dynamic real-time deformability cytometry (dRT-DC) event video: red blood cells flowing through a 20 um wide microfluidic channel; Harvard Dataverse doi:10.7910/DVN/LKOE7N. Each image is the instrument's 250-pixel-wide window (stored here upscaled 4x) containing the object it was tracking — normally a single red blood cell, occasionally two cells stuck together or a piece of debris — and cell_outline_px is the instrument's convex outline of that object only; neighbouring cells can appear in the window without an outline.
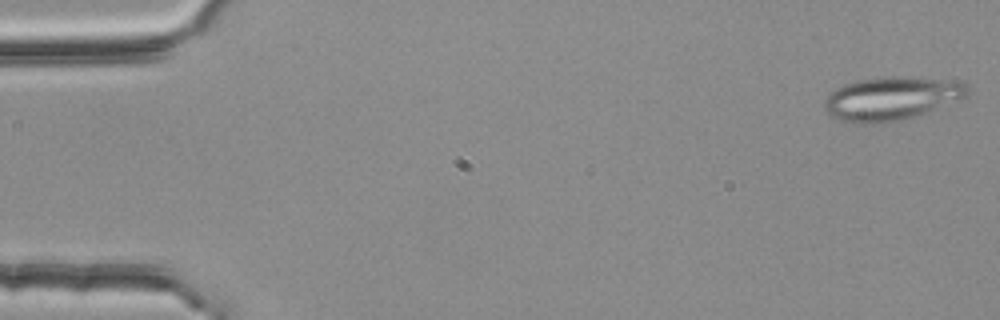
{"species": "common noctule bat (a hibernating species)", "species_latin": "Nyctalus noctula", "temperature_condition": "room temperature", "stored_images_in_passage": 54, "camera_frame_rate_fps": 3000, "um_per_image_px": 0.085, "animal": {"sex": "female", "body_mass_g": 25.1}, "frame": {"image": 1, "passage_image": 1, "time_ms": 0.0, "image_size_px": [1000, 320], "cell_outline_px": [[968, 92], [964, 96], [916, 116], [904, 120], [880, 124], [856, 124], [840, 120], [828, 116], [824, 108], [824, 100], [836, 88], [844, 84], [856, 80], [884, 76], [908, 76], [964, 80], [968, 84]], "centroid_in_image_um": [75.74, 8.36], "position_along_channel_um": 9.3, "area_um2": 36.82}}
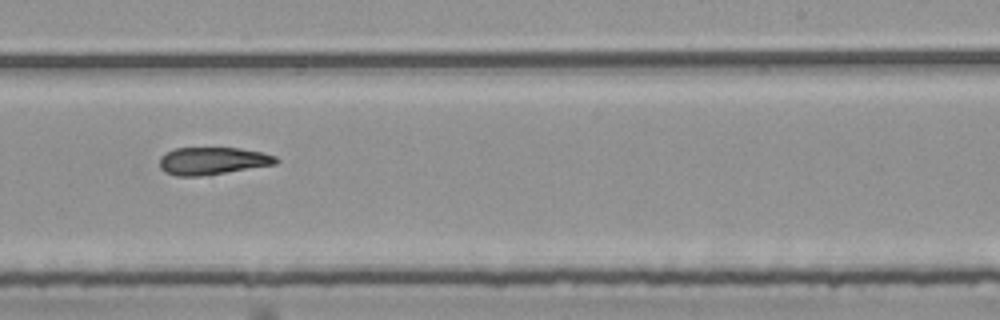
{"frame": {"image": 2, "passage_image": 33, "time_ms": 10.667, "image_size_px": [1000, 320], "cell_outline_px": [[280, 160], [276, 164], [200, 176], [176, 176], [164, 172], [160, 168], [160, 156], [176, 148], [240, 148], [264, 152], [276, 156]], "centroid_in_image_um": [18.08, 13.67], "position_along_channel_um": 270.9, "area_um2": 18.61}}
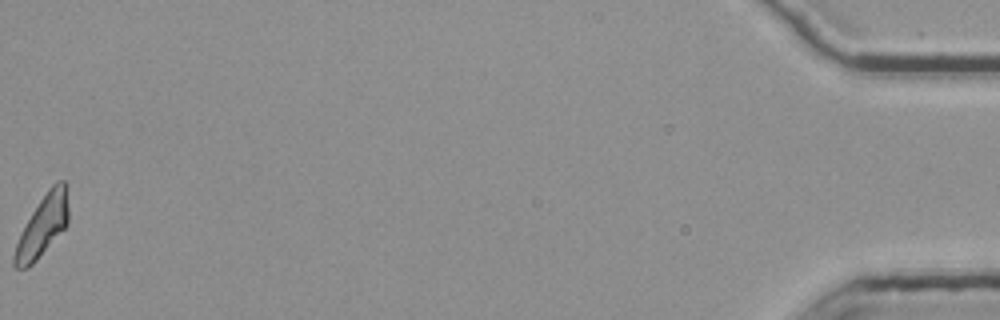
{"frame": {"image": 3, "passage_image": 54, "time_ms": 17.667, "image_size_px": [1000, 320], "cell_outline_px": [[68, 224], [36, 260], [28, 268], [16, 268], [12, 264], [12, 256], [20, 232], [32, 212], [48, 188], [56, 180], [64, 180], [68, 184]], "centroid_in_image_um": [3.62, 19.16], "position_along_channel_um": 431.6, "area_um2": 19.36}}